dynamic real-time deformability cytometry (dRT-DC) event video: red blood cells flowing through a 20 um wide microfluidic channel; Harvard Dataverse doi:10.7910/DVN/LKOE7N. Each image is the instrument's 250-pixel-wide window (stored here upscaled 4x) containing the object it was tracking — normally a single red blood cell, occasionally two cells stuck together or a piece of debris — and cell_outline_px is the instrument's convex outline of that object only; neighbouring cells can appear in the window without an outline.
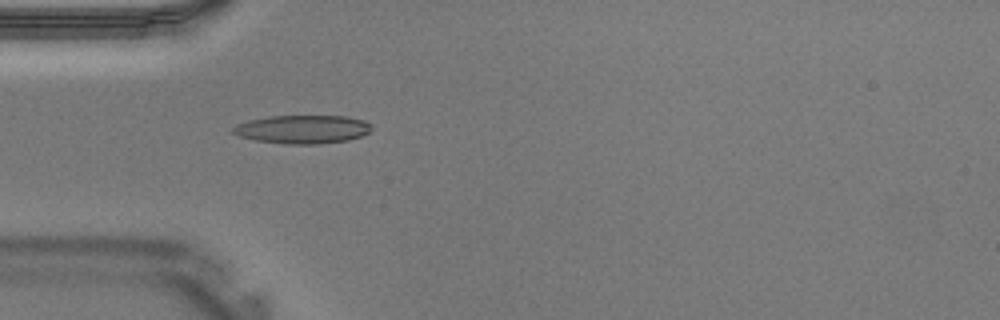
{"species": "Egyptian fruit bat (a non-hibernating species)", "species_latin": "Rousettus aegyptiacus", "temperature_condition": "warm", "stored_images_in_passage": 40, "camera_frame_rate_fps": 3000, "um_per_image_px": 0.085, "animal": {"sex": "male"}, "frame": {"image": 1, "passage_image": 12, "time_ms": 3.667, "image_size_px": [1000, 320], "cell_outline_px": [[372, 128], [368, 132], [360, 136], [348, 140], [320, 144], [284, 144], [256, 140], [240, 136], [232, 132], [232, 128], [236, 124], [248, 120], [268, 116], [348, 116], [364, 120], [372, 124]], "centroid_in_image_um": [25.72, 10.98], "position_along_channel_um": 59.3, "area_um2": 23.06}}